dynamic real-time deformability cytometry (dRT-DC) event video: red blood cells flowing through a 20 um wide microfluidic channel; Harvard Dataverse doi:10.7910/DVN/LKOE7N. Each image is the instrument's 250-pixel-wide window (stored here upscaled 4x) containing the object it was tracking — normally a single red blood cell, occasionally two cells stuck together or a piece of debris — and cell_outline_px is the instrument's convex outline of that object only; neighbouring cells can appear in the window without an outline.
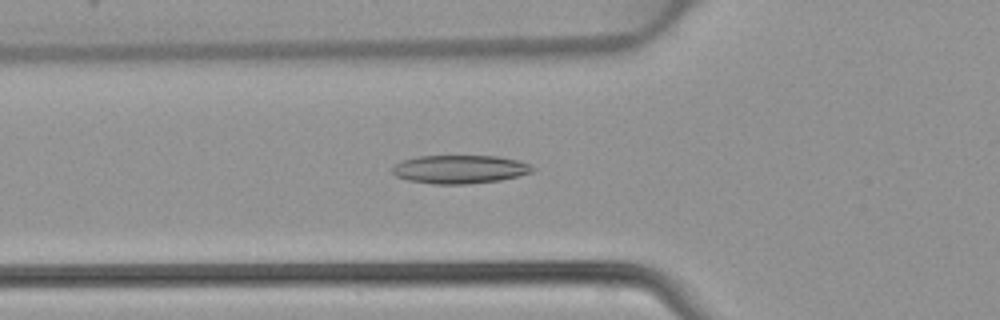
{"species": "common noctule bat (a hibernating species)", "species_latin": "Nyctalus noctula", "temperature_condition": "warm", "stored_images_in_passage": 42, "camera_frame_rate_fps": 3000, "um_per_image_px": 0.085, "animal": {"sex": "female", "body_mass_g": 22.7, "forearm_length_mm": 54.2}, "frame": {"image": 1, "passage_image": 12, "time_ms": 3.667, "image_size_px": [1000, 320], "cell_outline_px": [[536, 168], [532, 172], [500, 180], [468, 184], [436, 184], [408, 180], [396, 176], [392, 172], [392, 164], [400, 160], [416, 156], [496, 156], [520, 160], [532, 164]], "centroid_in_image_um": [39.07, 14.38], "position_along_channel_um": 86.7, "area_um2": 23.47}}
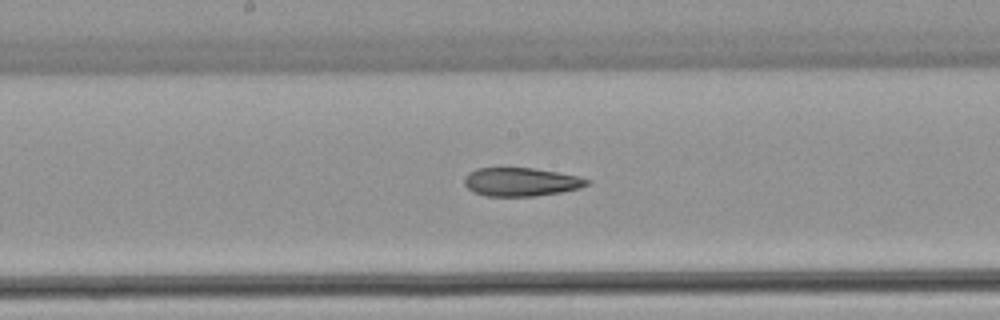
{"frame": {"image": 2, "passage_image": 20, "time_ms": 6.333, "image_size_px": [1000, 320], "cell_outline_px": [[592, 180], [588, 184], [580, 188], [560, 192], [536, 196], [484, 196], [472, 192], [464, 184], [464, 176], [468, 172], [476, 168], [500, 164], [532, 168], [556, 172], [576, 176]], "centroid_in_image_um": [44.18, 15.42], "position_along_channel_um": 204.0, "area_um2": 21.21}}
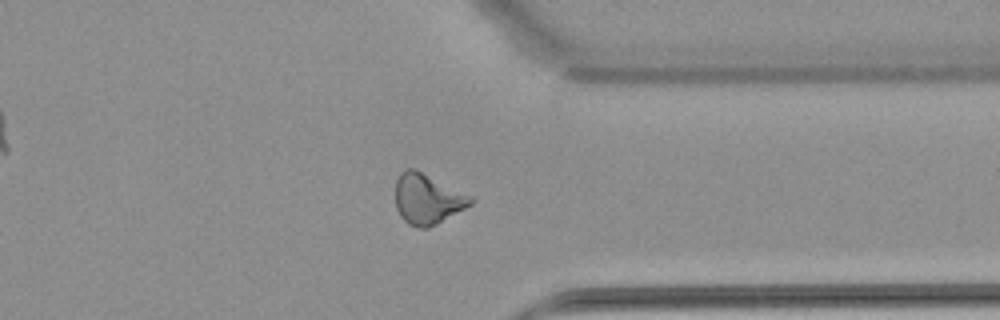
{"frame": {"image": 3, "passage_image": 32, "time_ms": 10.333, "image_size_px": [1000, 320], "cell_outline_px": [[476, 200], [472, 204], [436, 224], [428, 228], [416, 228], [408, 224], [400, 216], [396, 208], [396, 180], [400, 172], [404, 168], [416, 168], [472, 196]], "centroid_in_image_um": [36.32, 16.89], "position_along_channel_um": 375.1, "area_um2": 22.31}}